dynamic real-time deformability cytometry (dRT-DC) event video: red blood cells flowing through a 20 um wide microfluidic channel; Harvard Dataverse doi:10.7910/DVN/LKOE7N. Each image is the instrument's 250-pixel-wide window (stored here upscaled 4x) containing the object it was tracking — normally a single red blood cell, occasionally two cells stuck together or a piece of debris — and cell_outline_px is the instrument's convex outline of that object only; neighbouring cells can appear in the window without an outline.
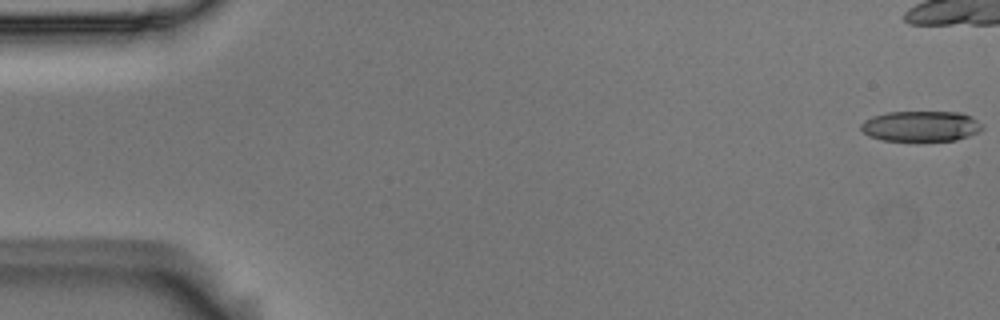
{"species": "Egyptian fruit bat (a non-hibernating species)", "species_latin": "Rousettus aegyptiacus", "temperature_condition": "room temperature", "stored_images_in_passage": 43, "camera_frame_rate_fps": 3000, "um_per_image_px": 0.085, "animal": {"sex": "male"}, "frame": {"image": 1, "passage_image": 1, "time_ms": 0.0, "image_size_px": [1000, 320], "cell_outline_px": [[984, 128], [980, 132], [956, 140], [880, 140], [868, 136], [860, 128], [860, 124], [864, 120], [872, 116], [888, 112], [960, 112], [972, 116], [984, 124]], "centroid_in_image_um": [78.3, 10.71], "position_along_channel_um": 6.7, "area_um2": 21.73}}
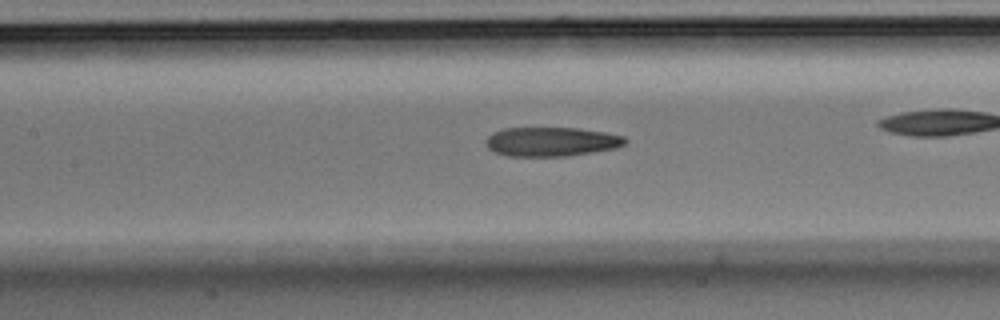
{"frame": {"image": 2, "passage_image": 25, "time_ms": 8.0, "image_size_px": [1000, 320], "cell_outline_px": [[628, 140], [624, 144], [616, 148], [568, 156], [508, 156], [496, 152], [488, 148], [484, 140], [492, 132], [504, 128], [580, 128], [604, 132], [624, 136]], "centroid_in_image_um": [46.85, 12.04], "position_along_channel_um": 160.5, "area_um2": 23.76}}
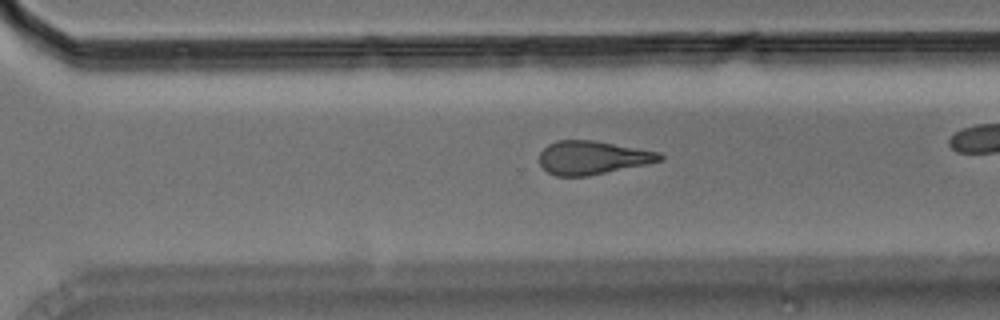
{"frame": {"image": 3, "passage_image": 38, "time_ms": 12.333, "image_size_px": [1000, 320], "cell_outline_px": [[664, 160], [588, 176], [556, 176], [548, 172], [540, 164], [540, 152], [548, 144], [556, 140], [592, 140], [660, 152], [664, 156]], "centroid_in_image_um": [50.36, 13.39], "position_along_channel_um": 320.2, "area_um2": 23.35}}